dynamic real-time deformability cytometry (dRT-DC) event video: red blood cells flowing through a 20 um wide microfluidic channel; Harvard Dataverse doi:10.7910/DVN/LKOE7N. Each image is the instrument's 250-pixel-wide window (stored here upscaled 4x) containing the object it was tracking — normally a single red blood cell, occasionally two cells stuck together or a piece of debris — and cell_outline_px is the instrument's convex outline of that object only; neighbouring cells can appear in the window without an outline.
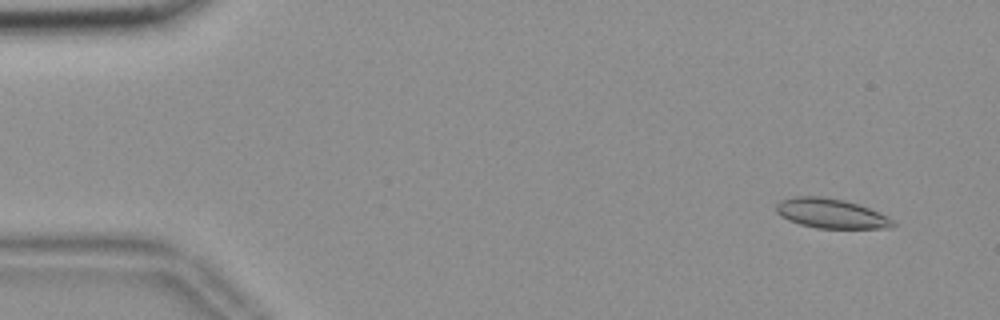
{"species": "common noctule bat (a hibernating species)", "species_latin": "Nyctalus noctula", "temperature_condition": "room temperature", "stored_images_in_passage": 55, "camera_frame_rate_fps": 3000, "um_per_image_px": 0.085, "animal": {"sex": "female", "body_mass_g": 18.4}, "frame": {"image": 1, "passage_image": 4, "time_ms": 1.0, "image_size_px": [1000, 320], "cell_outline_px": [[896, 224], [892, 228], [816, 228], [800, 224], [788, 220], [780, 216], [776, 212], [776, 204], [780, 200], [796, 196], [820, 196], [844, 200], [860, 204], [888, 216]], "centroid_in_image_um": [70.63, 18.14], "position_along_channel_um": 14.4, "area_um2": 20.29}}
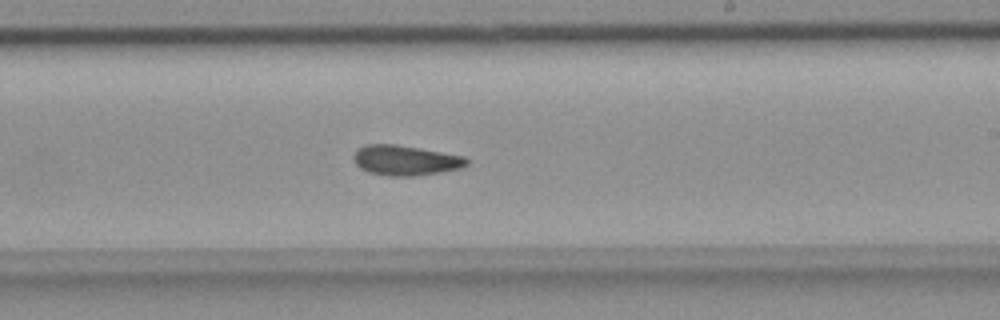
{"frame": {"image": 2, "passage_image": 33, "time_ms": 10.667, "image_size_px": [1000, 320], "cell_outline_px": [[468, 164], [460, 168], [440, 172], [412, 176], [388, 176], [368, 172], [360, 168], [356, 164], [352, 156], [356, 148], [364, 144], [396, 144], [464, 156], [468, 160]], "centroid_in_image_um": [34.4, 13.62], "position_along_channel_um": 254.6, "area_um2": 19.88}}
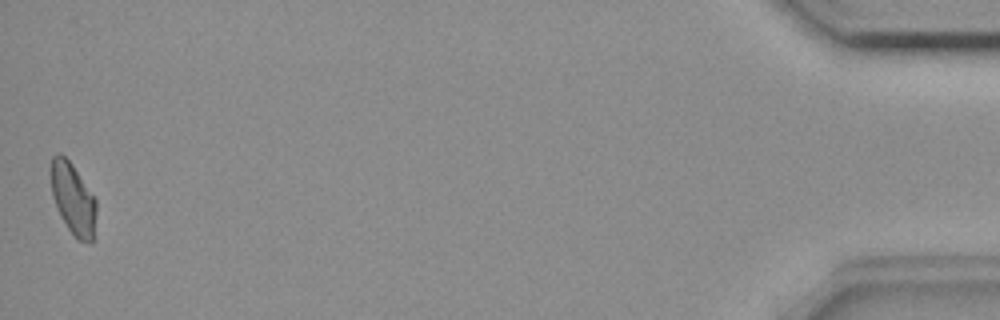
{"frame": {"image": 3, "passage_image": 55, "time_ms": 18.0, "image_size_px": [1000, 320], "cell_outline_px": [[96, 212], [92, 240], [80, 240], [68, 228], [60, 216], [52, 196], [52, 156], [56, 152], [60, 152], [72, 164], [96, 200]], "centroid_in_image_um": [6.19, 16.85], "position_along_channel_um": 429.0, "area_um2": 18.26}, "authors_computed_cell_mechanics": {"area_um2": 19.7098, "velocity_mm_per_s": 3.6607, "shape_relaxation_time_tau1_ms": null, "shape_relaxation_time_tau2_ms": 3.8888, "deformation_change_tau1": null, "deformation_change_tau2": 0.1015}}